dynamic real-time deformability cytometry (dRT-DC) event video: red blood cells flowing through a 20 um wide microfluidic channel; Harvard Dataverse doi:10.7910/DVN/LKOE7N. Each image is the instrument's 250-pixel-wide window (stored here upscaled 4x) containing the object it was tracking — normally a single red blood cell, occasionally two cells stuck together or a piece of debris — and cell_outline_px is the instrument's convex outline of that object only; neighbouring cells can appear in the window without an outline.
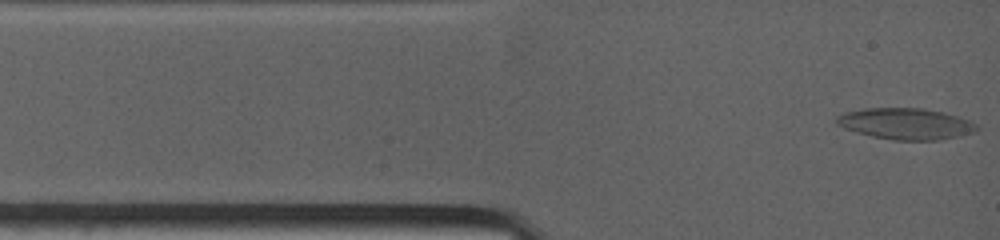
{"species": "common noctule bat (a hibernating species)", "species_latin": "Nyctalus noctula", "temperature_condition": "warm", "stored_images_in_passage": 52, "camera_frame_rate_fps": 4500, "um_per_image_px": 0.085, "animal": {"sex": "female", "body_mass_g": 19.0, "forearm_length_mm": 53.3}, "frame": {"image": 1, "passage_image": 1, "time_ms": 0.0, "image_size_px": [1000, 240], "cell_outline_px": [[980, 128], [972, 132], [960, 136], [940, 140], [892, 140], [872, 136], [856, 132], [844, 128], [836, 124], [836, 116], [844, 112], [864, 108], [924, 108], [944, 112], [960, 116], [972, 120]], "centroid_in_image_um": [77.01, 10.51], "position_along_channel_um": 8.0, "area_um2": 25.84}}
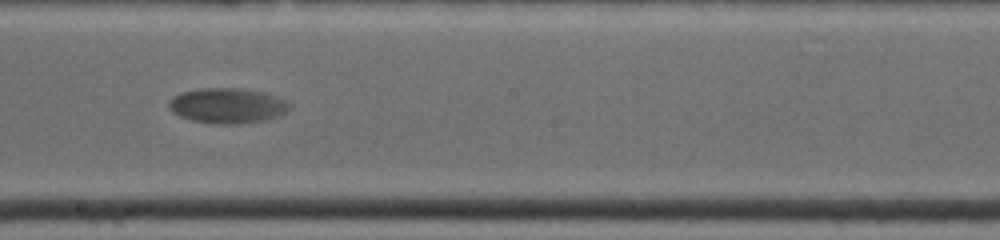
{"frame": {"image": 2, "passage_image": 22, "time_ms": 7.111, "image_size_px": [1000, 240], "cell_outline_px": [[292, 108], [276, 116], [264, 120], [240, 124], [216, 124], [192, 120], [180, 116], [172, 112], [168, 108], [168, 100], [172, 96], [180, 92], [200, 88], [240, 88], [264, 92], [276, 96], [292, 104]], "centroid_in_image_um": [19.3, 8.97], "position_along_channel_um": 228.9, "area_um2": 24.97}}
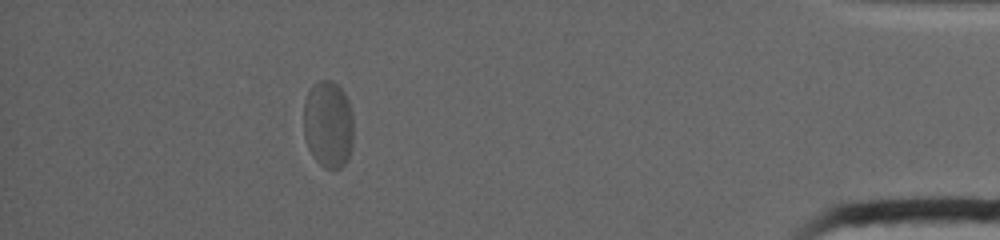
{"frame": {"image": 3, "passage_image": 41, "time_ms": 13.778, "image_size_px": [1000, 240], "cell_outline_px": [[352, 144], [348, 156], [344, 164], [340, 168], [324, 168], [312, 156], [308, 148], [304, 136], [304, 100], [312, 84], [316, 80], [332, 80], [344, 92], [348, 100], [352, 112]], "centroid_in_image_um": [27.88, 10.54], "position_along_channel_um": 407.3, "area_um2": 25.49}}